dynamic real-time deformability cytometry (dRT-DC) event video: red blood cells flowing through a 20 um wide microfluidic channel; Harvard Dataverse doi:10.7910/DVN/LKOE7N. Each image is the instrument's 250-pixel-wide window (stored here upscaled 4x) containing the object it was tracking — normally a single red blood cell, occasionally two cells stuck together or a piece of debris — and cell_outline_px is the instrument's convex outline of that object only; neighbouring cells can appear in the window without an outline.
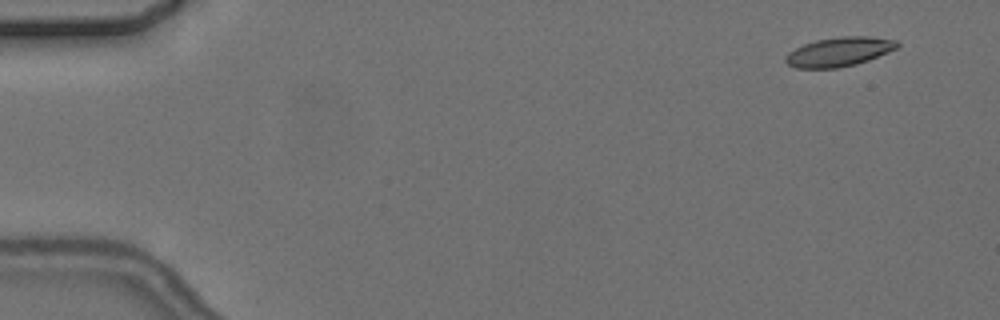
{"species": "common noctule bat (a hibernating species)", "species_latin": "Nyctalus noctula", "temperature_condition": "cold", "stored_images_in_passage": 4, "camera_frame_rate_fps": 3000, "um_per_image_px": 0.085, "animal": {"sex": "female", "body_mass_g": 24.6, "forearm_length_mm": 56.2}, "frame": {"image": 1, "passage_image": 1, "time_ms": 0.0, "image_size_px": [1000, 320], "cell_outline_px": [[900, 44], [896, 48], [888, 52], [868, 60], [856, 64], [836, 68], [796, 68], [788, 64], [784, 60], [784, 56], [788, 52], [804, 44], [816, 40], [840, 36], [872, 36], [896, 40]], "centroid_in_image_um": [71.31, 4.39], "position_along_channel_um": 13.7, "area_um2": 19.02}}
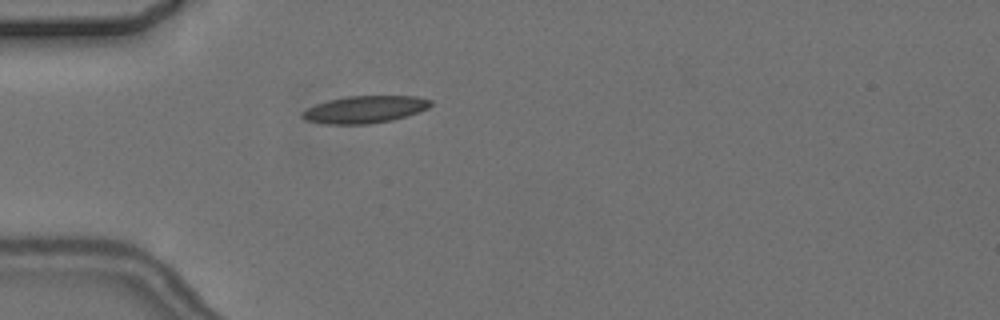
{"frame": {"image": 2, "passage_image": 4, "time_ms": 4.333, "image_size_px": [1000, 320], "cell_outline_px": [[432, 104], [428, 108], [392, 120], [368, 124], [324, 124], [304, 120], [300, 116], [300, 112], [316, 104], [328, 100], [348, 96], [416, 96], [432, 100]], "centroid_in_image_um": [30.96, 9.3], "position_along_channel_um": 54.0, "area_um2": 20.35}}